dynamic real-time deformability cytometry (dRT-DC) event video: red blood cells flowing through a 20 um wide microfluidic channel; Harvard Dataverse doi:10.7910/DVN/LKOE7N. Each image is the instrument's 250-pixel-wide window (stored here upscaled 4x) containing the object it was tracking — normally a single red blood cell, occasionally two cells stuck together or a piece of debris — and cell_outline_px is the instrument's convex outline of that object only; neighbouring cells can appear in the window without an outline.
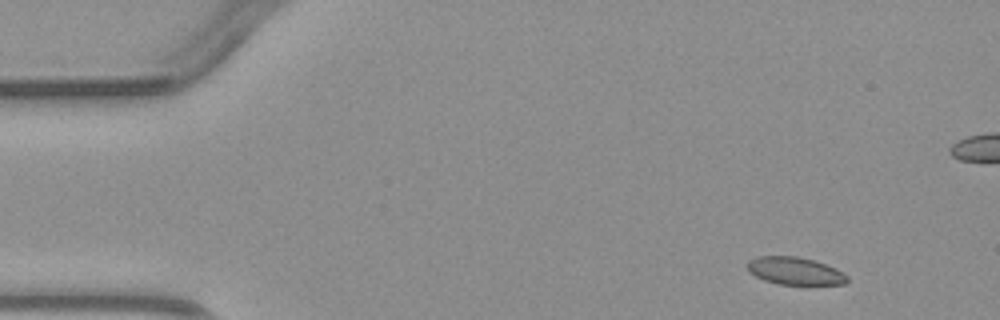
{"species": "common noctule bat (a hibernating species)", "species_latin": "Nyctalus noctula", "temperature_condition": "warm", "stored_images_in_passage": 4, "camera_frame_rate_fps": 3000, "um_per_image_px": 0.085, "animal": {"sex": "male", "body_mass_g": 23.1, "forearm_length_mm": 52.7}, "frame": {"image": 1, "passage_image": 1, "time_ms": 0.0, "image_size_px": [1000, 320], "cell_outline_px": [[848, 280], [844, 284], [808, 288], [780, 284], [764, 280], [756, 276], [748, 268], [748, 260], [756, 256], [796, 256], [812, 260], [836, 268], [848, 276]], "centroid_in_image_um": [67.65, 23.09], "position_along_channel_um": 17.4, "area_um2": 16.7}}